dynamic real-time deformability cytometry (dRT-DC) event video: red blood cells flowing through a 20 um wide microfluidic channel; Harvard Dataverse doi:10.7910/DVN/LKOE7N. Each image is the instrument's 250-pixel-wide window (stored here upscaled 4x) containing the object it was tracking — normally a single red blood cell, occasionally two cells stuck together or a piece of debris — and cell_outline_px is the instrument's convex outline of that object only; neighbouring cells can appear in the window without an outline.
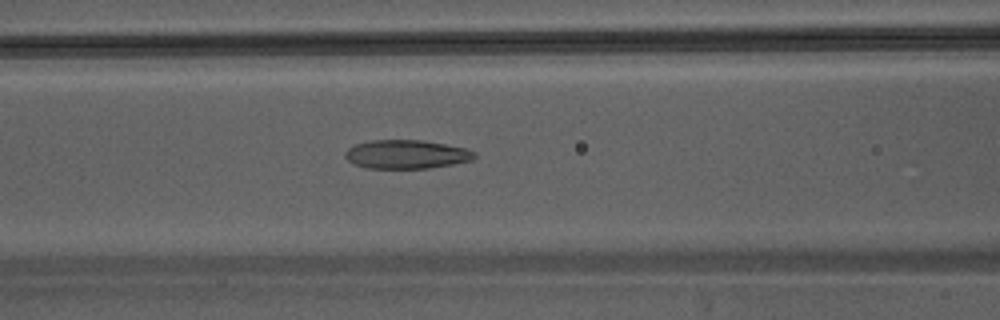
{"species": "Egyptian fruit bat (a non-hibernating species)", "species_latin": "Rousettus aegyptiacus", "temperature_condition": "warm", "stored_images_in_passage": 32, "camera_frame_rate_fps": 3000, "um_per_image_px": 0.085, "animal": {"sex": "male"}, "frame": {"image": 1, "passage_image": 14, "time_ms": 4.333, "image_size_px": [1000, 320], "cell_outline_px": [[476, 156], [472, 160], [452, 164], [428, 168], [368, 168], [356, 164], [348, 160], [344, 156], [344, 152], [348, 148], [356, 144], [372, 140], [424, 140], [464, 148], [476, 152]], "centroid_in_image_um": [34.54, 13.11], "position_along_channel_um": 132.1, "area_um2": 21.5}}
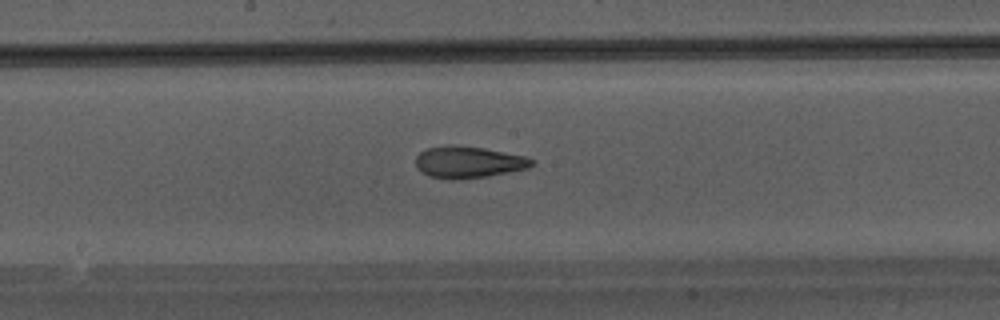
{"frame": {"image": 2, "passage_image": 19, "time_ms": 6.0, "image_size_px": [1000, 320], "cell_outline_px": [[532, 164], [528, 168], [484, 176], [452, 180], [428, 176], [416, 164], [416, 156], [424, 148], [444, 144], [456, 144], [484, 148], [524, 156], [532, 160]], "centroid_in_image_um": [39.74, 13.75], "position_along_channel_um": 208.5, "area_um2": 21.27}}